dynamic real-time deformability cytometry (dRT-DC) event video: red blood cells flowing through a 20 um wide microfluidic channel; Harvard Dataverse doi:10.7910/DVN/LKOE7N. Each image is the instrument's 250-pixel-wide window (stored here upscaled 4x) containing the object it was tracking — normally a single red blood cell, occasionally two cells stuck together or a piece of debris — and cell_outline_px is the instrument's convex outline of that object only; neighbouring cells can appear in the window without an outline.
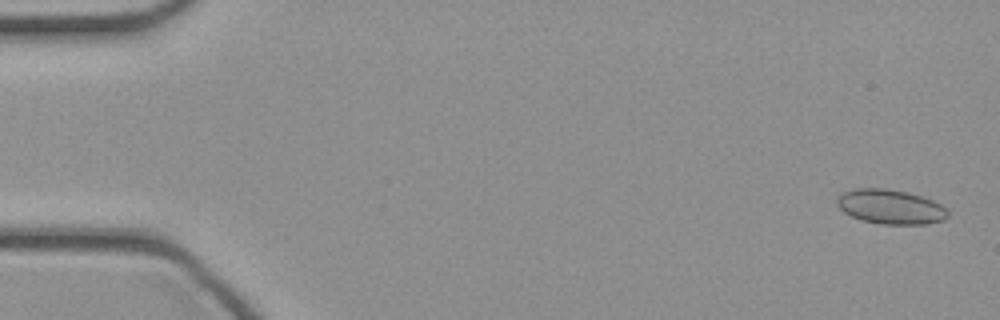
{"species": "common noctule bat (a hibernating species)", "species_latin": "Nyctalus noctula", "temperature_condition": "cold", "stored_images_in_passage": 46, "camera_frame_rate_fps": 3000, "um_per_image_px": 0.085, "animal": {"sex": "female", "body_mass_g": 21.9}, "frame": {"image": 1, "passage_image": 2, "time_ms": 0.333, "image_size_px": [1000, 320], "cell_outline_px": [[948, 216], [944, 220], [924, 224], [880, 224], [860, 220], [844, 212], [836, 204], [836, 200], [844, 192], [856, 188], [884, 188], [908, 192], [932, 200], [948, 208]], "centroid_in_image_um": [75.7, 17.58], "position_along_channel_um": 9.3, "area_um2": 22.31}}
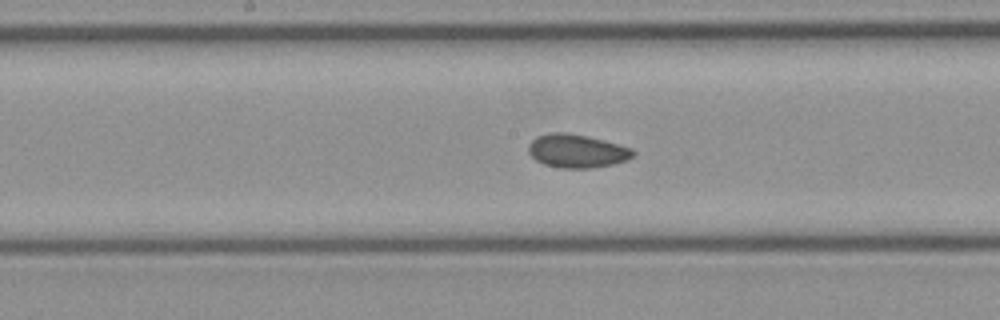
{"frame": {"image": 2, "passage_image": 24, "time_ms": 7.667, "image_size_px": [1000, 320], "cell_outline_px": [[636, 152], [628, 160], [612, 164], [592, 168], [560, 168], [544, 164], [536, 160], [528, 152], [528, 144], [536, 136], [552, 132], [568, 132], [588, 136], [604, 140], [632, 148]], "centroid_in_image_um": [49.03, 12.82], "position_along_channel_um": 199.2, "area_um2": 20.52}}
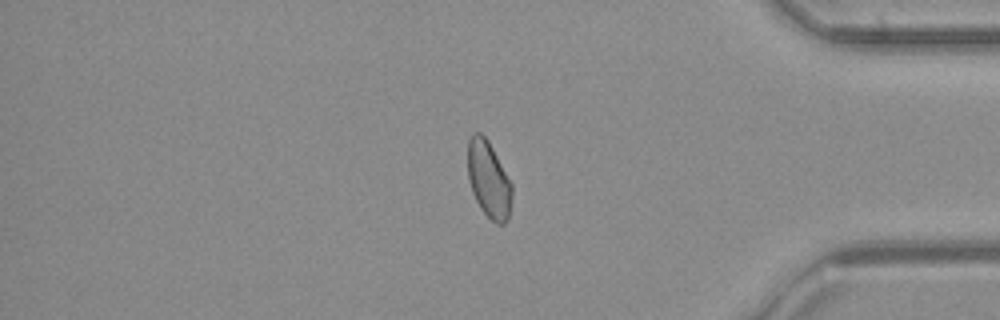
{"frame": {"image": 3, "passage_image": 39, "time_ms": 12.667, "image_size_px": [1000, 320], "cell_outline_px": [[512, 196], [508, 216], [504, 224], [496, 224], [480, 208], [472, 192], [468, 180], [468, 140], [472, 132], [480, 132], [488, 140], [512, 184]], "centroid_in_image_um": [41.52, 15.24], "position_along_channel_um": 393.7, "area_um2": 19.65}}